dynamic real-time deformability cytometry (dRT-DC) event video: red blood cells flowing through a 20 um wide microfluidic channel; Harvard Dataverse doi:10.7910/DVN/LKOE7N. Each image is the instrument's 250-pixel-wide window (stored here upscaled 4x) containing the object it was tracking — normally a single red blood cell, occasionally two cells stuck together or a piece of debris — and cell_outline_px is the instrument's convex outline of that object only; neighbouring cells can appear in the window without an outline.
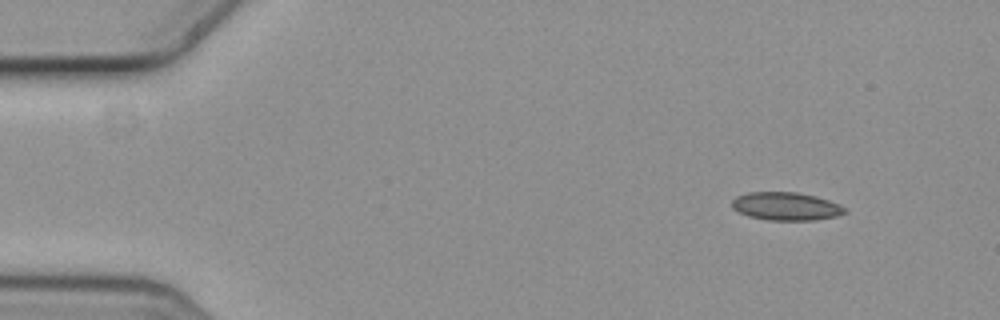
{"species": "common noctule bat (a hibernating species)", "species_latin": "Nyctalus noctula", "temperature_condition": "cold", "stored_images_in_passage": 5, "camera_frame_rate_fps": 3000, "um_per_image_px": 0.085, "animal": {"sex": "female", "body_mass_g": 19.3, "forearm_length_mm": 54.1}, "frame": {"image": 1, "passage_image": 1, "time_ms": 0.0, "image_size_px": [1000, 320], "cell_outline_px": [[848, 212], [836, 216], [816, 220], [768, 220], [748, 216], [732, 208], [732, 200], [736, 196], [748, 192], [796, 192], [816, 196], [840, 204], [848, 208]], "centroid_in_image_um": [66.84, 17.53], "position_along_channel_um": 18.2, "area_um2": 18.61}}
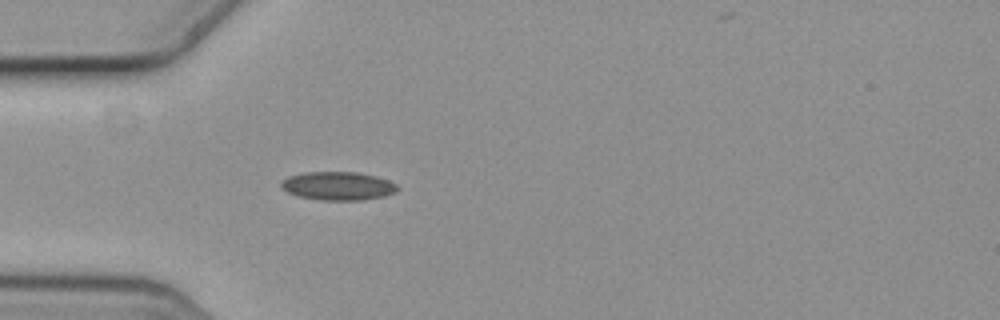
{"frame": {"image": 2, "passage_image": 4, "time_ms": 1.0, "image_size_px": [1000, 320], "cell_outline_px": [[400, 188], [396, 192], [384, 196], [364, 200], [320, 200], [300, 196], [288, 192], [280, 188], [280, 180], [288, 176], [304, 172], [356, 172], [376, 176], [388, 180], [396, 184]], "centroid_in_image_um": [28.72, 15.8], "position_along_channel_um": 56.3, "area_um2": 19.42}}